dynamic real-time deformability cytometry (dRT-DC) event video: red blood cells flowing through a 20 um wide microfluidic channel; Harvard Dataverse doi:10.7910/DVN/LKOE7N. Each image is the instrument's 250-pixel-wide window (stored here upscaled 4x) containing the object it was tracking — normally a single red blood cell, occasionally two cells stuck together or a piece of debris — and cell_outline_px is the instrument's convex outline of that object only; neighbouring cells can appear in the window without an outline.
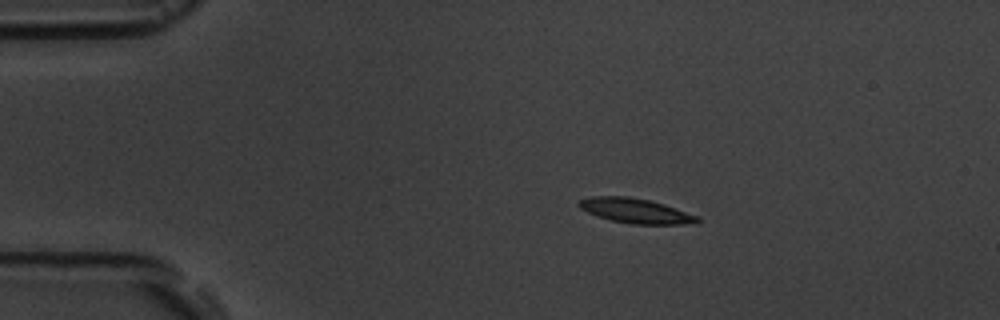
{"species": "common noctule bat (a hibernating species)", "species_latin": "Nyctalus noctula", "temperature_condition": "room temperature", "stored_images_in_passage": 6, "camera_frame_rate_fps": 3000, "um_per_image_px": 0.085, "animal": {"sex": "male", "body_mass_g": 19.5, "forearm_length_mm": 54.6}, "frame": {"image": 1, "passage_image": 3, "time_ms": 2.333, "image_size_px": [1000, 320], "cell_outline_px": [[700, 220], [696, 224], [632, 224], [612, 220], [596, 216], [580, 208], [576, 204], [580, 200], [592, 196], [628, 196], [648, 200], [664, 204], [700, 216]], "centroid_in_image_um": [54.05, 17.92], "position_along_channel_um": 30.9, "area_um2": 17.17}}
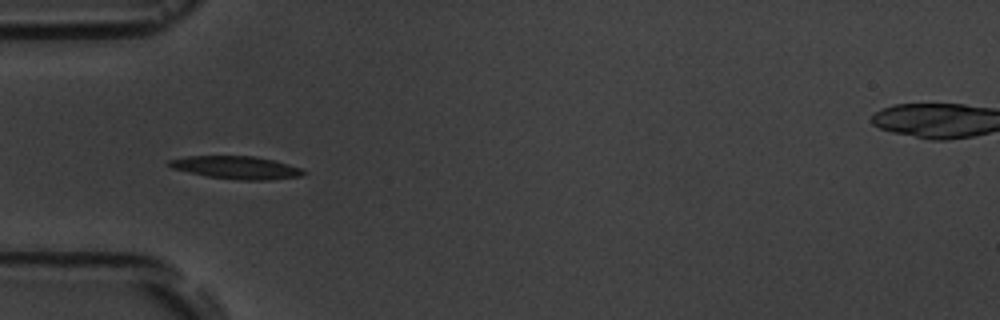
{"frame": {"image": 2, "passage_image": 5, "time_ms": 4.667, "image_size_px": [1000, 320], "cell_outline_px": [[308, 172], [304, 176], [268, 180], [240, 180], [208, 176], [188, 172], [172, 168], [168, 164], [168, 160], [188, 156], [256, 156], [288, 164], [300, 168]], "centroid_in_image_um": [20.13, 14.24], "position_along_channel_um": 64.9, "area_um2": 17.8}}
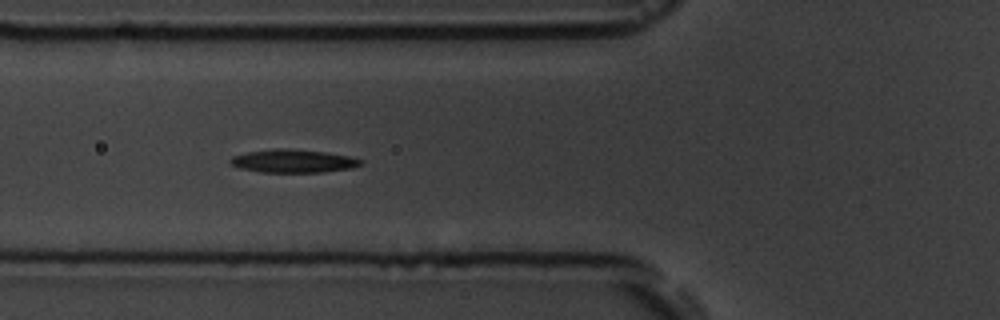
{"frame": {"image": 3, "passage_image": 6, "time_ms": 5.667, "image_size_px": [1000, 320], "cell_outline_px": [[364, 164], [352, 168], [324, 172], [260, 172], [240, 168], [228, 164], [228, 160], [232, 156], [248, 152], [276, 148], [284, 148], [324, 152], [352, 156], [364, 160]], "centroid_in_image_um": [24.94, 13.69], "position_along_channel_um": 100.9, "area_um2": 17.8}}